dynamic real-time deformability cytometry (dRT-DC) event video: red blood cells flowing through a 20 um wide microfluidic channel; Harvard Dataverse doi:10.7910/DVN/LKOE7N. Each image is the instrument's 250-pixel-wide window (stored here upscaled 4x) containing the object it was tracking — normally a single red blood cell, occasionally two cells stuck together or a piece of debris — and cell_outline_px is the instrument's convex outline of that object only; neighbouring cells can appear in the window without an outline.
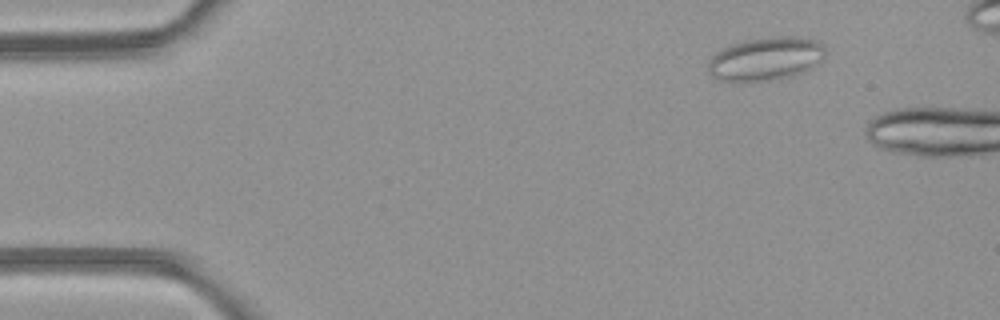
{"species": "common noctule bat (a hibernating species)", "species_latin": "Nyctalus noctula", "temperature_condition": "room temperature", "stored_images_in_passage": 3, "camera_frame_rate_fps": 3000, "um_per_image_px": 0.085, "animal": {"sex": "female", "body_mass_g": 21.9}, "frame": {"image": 1, "passage_image": 1, "time_ms": 0.0, "image_size_px": [1000, 320], "cell_outline_px": [[824, 56], [820, 60], [808, 68], [792, 76], [768, 80], [720, 80], [712, 76], [708, 72], [708, 64], [712, 56], [720, 48], [732, 44], [748, 40], [776, 36], [800, 36], [812, 40], [820, 44], [824, 48]], "centroid_in_image_um": [65.04, 4.98], "position_along_channel_um": 20.0, "area_um2": 28.9}}